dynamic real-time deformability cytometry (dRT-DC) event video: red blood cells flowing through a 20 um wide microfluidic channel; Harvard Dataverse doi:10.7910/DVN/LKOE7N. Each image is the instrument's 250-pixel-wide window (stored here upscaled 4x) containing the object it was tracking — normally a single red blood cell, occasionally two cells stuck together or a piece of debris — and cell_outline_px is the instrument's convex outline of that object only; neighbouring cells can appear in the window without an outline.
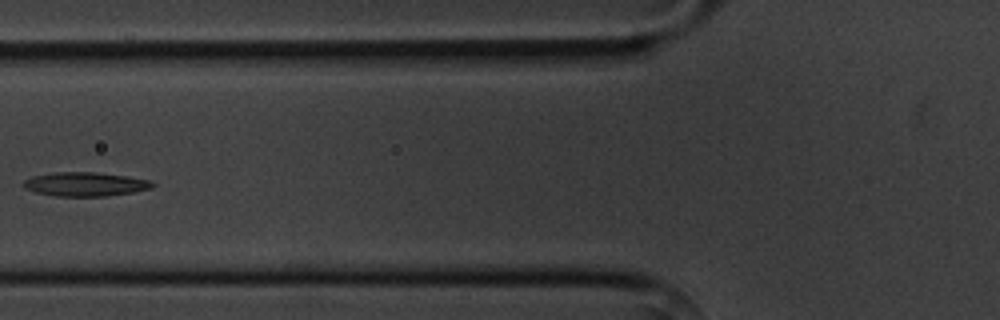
{"species": "common noctule bat (a hibernating species)", "species_latin": "Nyctalus noctula", "temperature_condition": "cold", "stored_images_in_passage": 8, "camera_frame_rate_fps": 3000, "um_per_image_px": 0.085, "animal": {"sex": "male", "body_mass_g": 20.1, "forearm_length_mm": 53.5}, "frame": {"image": 1, "passage_image": 5, "time_ms": 5.0, "image_size_px": [1000, 320], "cell_outline_px": [[156, 184], [152, 188], [132, 192], [108, 196], [56, 196], [36, 192], [24, 188], [24, 180], [32, 176], [56, 172], [96, 172], [128, 176], [152, 180]], "centroid_in_image_um": [7.29, 15.65], "position_along_channel_um": 118.5, "area_um2": 18.09}}
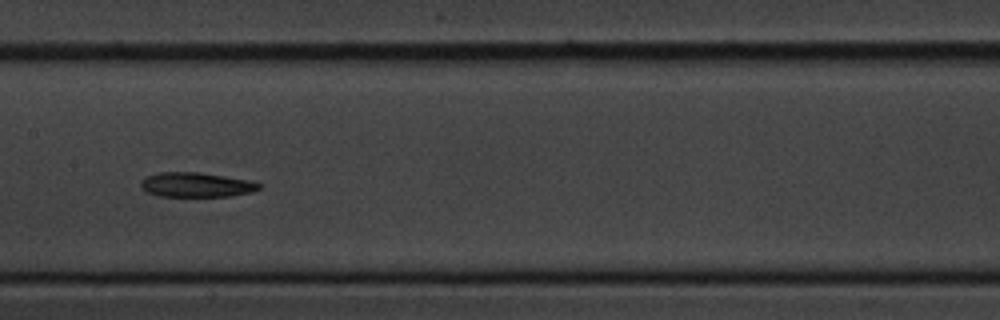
{"frame": {"image": 2, "passage_image": 7, "time_ms": 7.0, "image_size_px": [1000, 320], "cell_outline_px": [[260, 188], [252, 192], [232, 196], [156, 196], [144, 192], [140, 184], [140, 180], [156, 172], [200, 172], [252, 180], [260, 184]], "centroid_in_image_um": [16.66, 15.7], "position_along_channel_um": 190.7, "area_um2": 17.22}}
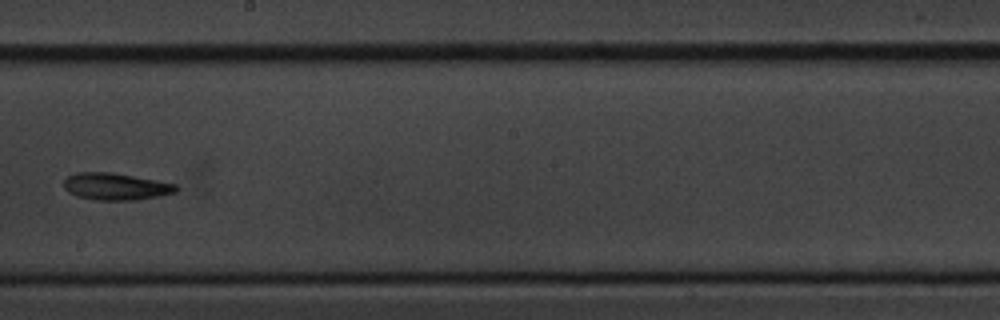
{"frame": {"image": 3, "passage_image": 8, "time_ms": 8.333, "image_size_px": [1000, 320], "cell_outline_px": [[180, 188], [176, 192], [160, 196], [140, 200], [96, 200], [76, 196], [68, 192], [64, 188], [64, 180], [68, 176], [76, 172], [112, 172], [156, 180], [176, 184]], "centroid_in_image_um": [9.85, 15.86], "position_along_channel_um": 238.3, "area_um2": 17.86}}